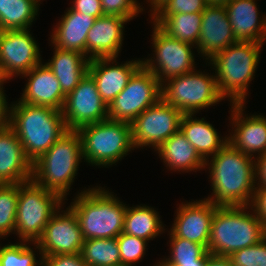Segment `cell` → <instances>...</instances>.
<instances>
[{"label":"cell","instance_id":"e0dca14e","mask_svg":"<svg viewBox=\"0 0 266 266\" xmlns=\"http://www.w3.org/2000/svg\"><path fill=\"white\" fill-rule=\"evenodd\" d=\"M245 104H231L232 133L228 143L243 154L254 157L266 153V117L244 115ZM235 128V129H234ZM234 131V132H233Z\"/></svg>","mask_w":266,"mask_h":266},{"label":"cell","instance_id":"ac0fdd59","mask_svg":"<svg viewBox=\"0 0 266 266\" xmlns=\"http://www.w3.org/2000/svg\"><path fill=\"white\" fill-rule=\"evenodd\" d=\"M236 42L225 6L207 5L202 12L200 37L194 47L197 52L210 61L221 50Z\"/></svg>","mask_w":266,"mask_h":266},{"label":"cell","instance_id":"44dd1931","mask_svg":"<svg viewBox=\"0 0 266 266\" xmlns=\"http://www.w3.org/2000/svg\"><path fill=\"white\" fill-rule=\"evenodd\" d=\"M22 77L28 82L23 90L20 102L36 106H46L62 111L66 95L53 71L42 62Z\"/></svg>","mask_w":266,"mask_h":266},{"label":"cell","instance_id":"d6986e66","mask_svg":"<svg viewBox=\"0 0 266 266\" xmlns=\"http://www.w3.org/2000/svg\"><path fill=\"white\" fill-rule=\"evenodd\" d=\"M118 63L115 57L93 59L88 64V73L96 82L98 92L107 106L126 87L133 73L142 65V60Z\"/></svg>","mask_w":266,"mask_h":266},{"label":"cell","instance_id":"d6a6232c","mask_svg":"<svg viewBox=\"0 0 266 266\" xmlns=\"http://www.w3.org/2000/svg\"><path fill=\"white\" fill-rule=\"evenodd\" d=\"M19 184H0V238L13 232L18 203Z\"/></svg>","mask_w":266,"mask_h":266},{"label":"cell","instance_id":"d590c367","mask_svg":"<svg viewBox=\"0 0 266 266\" xmlns=\"http://www.w3.org/2000/svg\"><path fill=\"white\" fill-rule=\"evenodd\" d=\"M233 266H266V237L259 243L229 255Z\"/></svg>","mask_w":266,"mask_h":266},{"label":"cell","instance_id":"5b68a950","mask_svg":"<svg viewBox=\"0 0 266 266\" xmlns=\"http://www.w3.org/2000/svg\"><path fill=\"white\" fill-rule=\"evenodd\" d=\"M81 159L82 140L77 130H67L45 153L32 163V179L67 200ZM68 192V193H67Z\"/></svg>","mask_w":266,"mask_h":266},{"label":"cell","instance_id":"9c48e42d","mask_svg":"<svg viewBox=\"0 0 266 266\" xmlns=\"http://www.w3.org/2000/svg\"><path fill=\"white\" fill-rule=\"evenodd\" d=\"M165 82L161 84V98L184 115H195L224 100L217 89L215 75L209 73L194 70Z\"/></svg>","mask_w":266,"mask_h":266},{"label":"cell","instance_id":"484cf974","mask_svg":"<svg viewBox=\"0 0 266 266\" xmlns=\"http://www.w3.org/2000/svg\"><path fill=\"white\" fill-rule=\"evenodd\" d=\"M54 55L48 60L49 67L58 79L63 93L67 96L88 73L89 59L77 51L54 46Z\"/></svg>","mask_w":266,"mask_h":266},{"label":"cell","instance_id":"3957f363","mask_svg":"<svg viewBox=\"0 0 266 266\" xmlns=\"http://www.w3.org/2000/svg\"><path fill=\"white\" fill-rule=\"evenodd\" d=\"M73 200L69 207L77 215L84 241L117 238L123 232L127 206L112 192L96 186L78 192Z\"/></svg>","mask_w":266,"mask_h":266},{"label":"cell","instance_id":"4dcf8cb0","mask_svg":"<svg viewBox=\"0 0 266 266\" xmlns=\"http://www.w3.org/2000/svg\"><path fill=\"white\" fill-rule=\"evenodd\" d=\"M80 254L87 266H122L117 238L85 240Z\"/></svg>","mask_w":266,"mask_h":266},{"label":"cell","instance_id":"8992f818","mask_svg":"<svg viewBox=\"0 0 266 266\" xmlns=\"http://www.w3.org/2000/svg\"><path fill=\"white\" fill-rule=\"evenodd\" d=\"M250 206H217L211 223L208 251L214 256L233 254L266 237V228ZM251 214H250V213Z\"/></svg>","mask_w":266,"mask_h":266},{"label":"cell","instance_id":"836d02e7","mask_svg":"<svg viewBox=\"0 0 266 266\" xmlns=\"http://www.w3.org/2000/svg\"><path fill=\"white\" fill-rule=\"evenodd\" d=\"M29 243L31 244L20 241L0 247V266H42V256L38 261L34 253L36 251L29 246Z\"/></svg>","mask_w":266,"mask_h":266},{"label":"cell","instance_id":"e575fe53","mask_svg":"<svg viewBox=\"0 0 266 266\" xmlns=\"http://www.w3.org/2000/svg\"><path fill=\"white\" fill-rule=\"evenodd\" d=\"M117 243L122 266H134L135 263L140 262L147 251V240L123 232L117 237Z\"/></svg>","mask_w":266,"mask_h":266},{"label":"cell","instance_id":"4316f807","mask_svg":"<svg viewBox=\"0 0 266 266\" xmlns=\"http://www.w3.org/2000/svg\"><path fill=\"white\" fill-rule=\"evenodd\" d=\"M183 115L180 130L199 155L206 161L228 143V137L220 138L215 127L204 118Z\"/></svg>","mask_w":266,"mask_h":266},{"label":"cell","instance_id":"7a4b0ae2","mask_svg":"<svg viewBox=\"0 0 266 266\" xmlns=\"http://www.w3.org/2000/svg\"><path fill=\"white\" fill-rule=\"evenodd\" d=\"M18 102V103H17ZM10 105V127L23 146L26 157L33 163L67 130L62 111L46 106L22 103Z\"/></svg>","mask_w":266,"mask_h":266},{"label":"cell","instance_id":"f546056e","mask_svg":"<svg viewBox=\"0 0 266 266\" xmlns=\"http://www.w3.org/2000/svg\"><path fill=\"white\" fill-rule=\"evenodd\" d=\"M39 5L36 0H0V31L29 29Z\"/></svg>","mask_w":266,"mask_h":266},{"label":"cell","instance_id":"1f68e13d","mask_svg":"<svg viewBox=\"0 0 266 266\" xmlns=\"http://www.w3.org/2000/svg\"><path fill=\"white\" fill-rule=\"evenodd\" d=\"M170 238V255L163 259L171 266H206L211 256L208 249L202 245L185 238Z\"/></svg>","mask_w":266,"mask_h":266},{"label":"cell","instance_id":"74e56055","mask_svg":"<svg viewBox=\"0 0 266 266\" xmlns=\"http://www.w3.org/2000/svg\"><path fill=\"white\" fill-rule=\"evenodd\" d=\"M206 7L205 0H169L157 15L202 13Z\"/></svg>","mask_w":266,"mask_h":266},{"label":"cell","instance_id":"f35d334b","mask_svg":"<svg viewBox=\"0 0 266 266\" xmlns=\"http://www.w3.org/2000/svg\"><path fill=\"white\" fill-rule=\"evenodd\" d=\"M42 266H87L79 253L42 256Z\"/></svg>","mask_w":266,"mask_h":266},{"label":"cell","instance_id":"ee69618b","mask_svg":"<svg viewBox=\"0 0 266 266\" xmlns=\"http://www.w3.org/2000/svg\"><path fill=\"white\" fill-rule=\"evenodd\" d=\"M206 266H233V265L228 257L211 255L207 259Z\"/></svg>","mask_w":266,"mask_h":266},{"label":"cell","instance_id":"4fadbf2b","mask_svg":"<svg viewBox=\"0 0 266 266\" xmlns=\"http://www.w3.org/2000/svg\"><path fill=\"white\" fill-rule=\"evenodd\" d=\"M37 41L25 30L0 31V79L24 75L42 62Z\"/></svg>","mask_w":266,"mask_h":266},{"label":"cell","instance_id":"8fae6325","mask_svg":"<svg viewBox=\"0 0 266 266\" xmlns=\"http://www.w3.org/2000/svg\"><path fill=\"white\" fill-rule=\"evenodd\" d=\"M153 29L151 44L155 55L142 60V65L150 70L161 84L169 78L196 70L195 54L192 52L194 45L170 37L155 23Z\"/></svg>","mask_w":266,"mask_h":266},{"label":"cell","instance_id":"30bf717a","mask_svg":"<svg viewBox=\"0 0 266 266\" xmlns=\"http://www.w3.org/2000/svg\"><path fill=\"white\" fill-rule=\"evenodd\" d=\"M161 91V83L157 77L141 65L126 87L108 105L109 119L131 123L145 109L161 99Z\"/></svg>","mask_w":266,"mask_h":266},{"label":"cell","instance_id":"ba28073f","mask_svg":"<svg viewBox=\"0 0 266 266\" xmlns=\"http://www.w3.org/2000/svg\"><path fill=\"white\" fill-rule=\"evenodd\" d=\"M63 199L45 189L33 179L19 183L15 234L19 240L36 243L52 215L61 207Z\"/></svg>","mask_w":266,"mask_h":266},{"label":"cell","instance_id":"5bb4252c","mask_svg":"<svg viewBox=\"0 0 266 266\" xmlns=\"http://www.w3.org/2000/svg\"><path fill=\"white\" fill-rule=\"evenodd\" d=\"M63 119L68 130L109 119L108 106L102 100L96 82L87 73L66 96L62 109Z\"/></svg>","mask_w":266,"mask_h":266},{"label":"cell","instance_id":"60d3db41","mask_svg":"<svg viewBox=\"0 0 266 266\" xmlns=\"http://www.w3.org/2000/svg\"><path fill=\"white\" fill-rule=\"evenodd\" d=\"M249 206L266 228V188H255V192Z\"/></svg>","mask_w":266,"mask_h":266},{"label":"cell","instance_id":"7dc6e473","mask_svg":"<svg viewBox=\"0 0 266 266\" xmlns=\"http://www.w3.org/2000/svg\"><path fill=\"white\" fill-rule=\"evenodd\" d=\"M153 266H171V265L167 264L164 260H161V262L159 261L157 262L156 265Z\"/></svg>","mask_w":266,"mask_h":266},{"label":"cell","instance_id":"2e32d148","mask_svg":"<svg viewBox=\"0 0 266 266\" xmlns=\"http://www.w3.org/2000/svg\"><path fill=\"white\" fill-rule=\"evenodd\" d=\"M217 205L207 199L179 204L170 237L185 238L208 249L211 223Z\"/></svg>","mask_w":266,"mask_h":266},{"label":"cell","instance_id":"277c9868","mask_svg":"<svg viewBox=\"0 0 266 266\" xmlns=\"http://www.w3.org/2000/svg\"><path fill=\"white\" fill-rule=\"evenodd\" d=\"M263 44L237 41L208 62L215 70L219 94L230 99V103L245 104Z\"/></svg>","mask_w":266,"mask_h":266},{"label":"cell","instance_id":"8d00e7d4","mask_svg":"<svg viewBox=\"0 0 266 266\" xmlns=\"http://www.w3.org/2000/svg\"><path fill=\"white\" fill-rule=\"evenodd\" d=\"M104 15H113L133 20L143 11L137 0H101Z\"/></svg>","mask_w":266,"mask_h":266},{"label":"cell","instance_id":"603a6c76","mask_svg":"<svg viewBox=\"0 0 266 266\" xmlns=\"http://www.w3.org/2000/svg\"><path fill=\"white\" fill-rule=\"evenodd\" d=\"M255 2V0H232L225 5L237 41L256 43L266 41V14L260 16Z\"/></svg>","mask_w":266,"mask_h":266},{"label":"cell","instance_id":"bcb514c9","mask_svg":"<svg viewBox=\"0 0 266 266\" xmlns=\"http://www.w3.org/2000/svg\"><path fill=\"white\" fill-rule=\"evenodd\" d=\"M231 1L232 0H205L207 5H224V6Z\"/></svg>","mask_w":266,"mask_h":266},{"label":"cell","instance_id":"b9f144b4","mask_svg":"<svg viewBox=\"0 0 266 266\" xmlns=\"http://www.w3.org/2000/svg\"><path fill=\"white\" fill-rule=\"evenodd\" d=\"M6 80L0 79V130L10 126V106L4 94L3 85Z\"/></svg>","mask_w":266,"mask_h":266},{"label":"cell","instance_id":"9a60e30c","mask_svg":"<svg viewBox=\"0 0 266 266\" xmlns=\"http://www.w3.org/2000/svg\"><path fill=\"white\" fill-rule=\"evenodd\" d=\"M66 209L60 211L59 208L52 215L41 237L33 243L41 256L76 254L81 251L84 239L77 215L69 206Z\"/></svg>","mask_w":266,"mask_h":266},{"label":"cell","instance_id":"ab89813d","mask_svg":"<svg viewBox=\"0 0 266 266\" xmlns=\"http://www.w3.org/2000/svg\"><path fill=\"white\" fill-rule=\"evenodd\" d=\"M70 7L72 10L99 18L104 15L101 7V0H73Z\"/></svg>","mask_w":266,"mask_h":266},{"label":"cell","instance_id":"cb8c5ba5","mask_svg":"<svg viewBox=\"0 0 266 266\" xmlns=\"http://www.w3.org/2000/svg\"><path fill=\"white\" fill-rule=\"evenodd\" d=\"M66 11L52 32V46L77 51L86 56L87 34L96 18L84 15L71 8Z\"/></svg>","mask_w":266,"mask_h":266},{"label":"cell","instance_id":"f1b7e54d","mask_svg":"<svg viewBox=\"0 0 266 266\" xmlns=\"http://www.w3.org/2000/svg\"><path fill=\"white\" fill-rule=\"evenodd\" d=\"M152 23L170 37L196 46L200 37L202 13L156 15Z\"/></svg>","mask_w":266,"mask_h":266},{"label":"cell","instance_id":"f6af8a7d","mask_svg":"<svg viewBox=\"0 0 266 266\" xmlns=\"http://www.w3.org/2000/svg\"><path fill=\"white\" fill-rule=\"evenodd\" d=\"M169 0H147L150 2V16L151 20L165 7Z\"/></svg>","mask_w":266,"mask_h":266},{"label":"cell","instance_id":"83f0119b","mask_svg":"<svg viewBox=\"0 0 266 266\" xmlns=\"http://www.w3.org/2000/svg\"><path fill=\"white\" fill-rule=\"evenodd\" d=\"M159 213L152 207L136 205L126 209L123 233L144 240H152L164 233V225Z\"/></svg>","mask_w":266,"mask_h":266},{"label":"cell","instance_id":"52a82bcc","mask_svg":"<svg viewBox=\"0 0 266 266\" xmlns=\"http://www.w3.org/2000/svg\"><path fill=\"white\" fill-rule=\"evenodd\" d=\"M77 131L82 140L83 159L92 166L108 168L134 150L128 122L107 119Z\"/></svg>","mask_w":266,"mask_h":266},{"label":"cell","instance_id":"6da1fadb","mask_svg":"<svg viewBox=\"0 0 266 266\" xmlns=\"http://www.w3.org/2000/svg\"><path fill=\"white\" fill-rule=\"evenodd\" d=\"M211 178V196L217 206H249L255 192V159L227 143L206 160Z\"/></svg>","mask_w":266,"mask_h":266},{"label":"cell","instance_id":"ffe728a7","mask_svg":"<svg viewBox=\"0 0 266 266\" xmlns=\"http://www.w3.org/2000/svg\"><path fill=\"white\" fill-rule=\"evenodd\" d=\"M128 21L127 18L113 15L96 18L87 34V59L117 58L124 39V24Z\"/></svg>","mask_w":266,"mask_h":266},{"label":"cell","instance_id":"7c38bea8","mask_svg":"<svg viewBox=\"0 0 266 266\" xmlns=\"http://www.w3.org/2000/svg\"><path fill=\"white\" fill-rule=\"evenodd\" d=\"M184 114L167 104L162 98L145 109L131 123L134 148L153 147L154 151L169 137L180 130Z\"/></svg>","mask_w":266,"mask_h":266},{"label":"cell","instance_id":"7bdbcfd3","mask_svg":"<svg viewBox=\"0 0 266 266\" xmlns=\"http://www.w3.org/2000/svg\"><path fill=\"white\" fill-rule=\"evenodd\" d=\"M255 182V188H266V153L255 157Z\"/></svg>","mask_w":266,"mask_h":266},{"label":"cell","instance_id":"7402d4cb","mask_svg":"<svg viewBox=\"0 0 266 266\" xmlns=\"http://www.w3.org/2000/svg\"><path fill=\"white\" fill-rule=\"evenodd\" d=\"M32 179V162L26 157L15 131L0 130V184H19Z\"/></svg>","mask_w":266,"mask_h":266},{"label":"cell","instance_id":"d4e9b609","mask_svg":"<svg viewBox=\"0 0 266 266\" xmlns=\"http://www.w3.org/2000/svg\"><path fill=\"white\" fill-rule=\"evenodd\" d=\"M155 151L170 171L190 172L205 169L206 161L179 130L164 141Z\"/></svg>","mask_w":266,"mask_h":266}]
</instances>
